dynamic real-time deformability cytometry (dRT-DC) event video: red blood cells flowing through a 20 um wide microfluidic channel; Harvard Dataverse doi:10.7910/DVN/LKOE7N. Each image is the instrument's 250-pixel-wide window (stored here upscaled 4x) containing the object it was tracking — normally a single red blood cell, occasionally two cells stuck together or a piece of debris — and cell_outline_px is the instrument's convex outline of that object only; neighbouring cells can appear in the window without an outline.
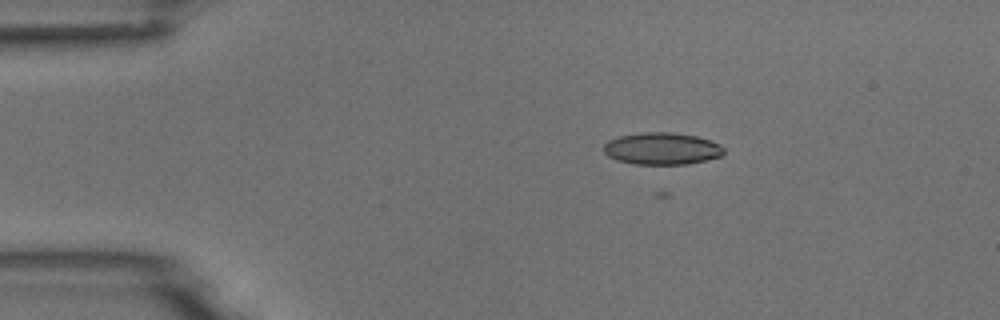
{"species": "common noctule bat (a hibernating species)", "species_latin": "Nyctalus noctula", "temperature_condition": "room temperature", "stored_images_in_passage": 5, "camera_frame_rate_fps": 3000, "um_per_image_px": 0.085, "animal": {"sex": "male", "body_mass_g": 18.8}, "frame": {"image": 1, "passage_image": 4, "time_ms": 1.0, "image_size_px": [1000, 320], "cell_outline_px": [[724, 152], [720, 156], [708, 160], [688, 164], [632, 164], [616, 160], [608, 156], [604, 152], [604, 144], [608, 140], [620, 136], [640, 132], [672, 132], [696, 136], [720, 144], [724, 148]], "centroid_in_image_um": [56.25, 12.63], "position_along_channel_um": 28.8, "area_um2": 22.54}}